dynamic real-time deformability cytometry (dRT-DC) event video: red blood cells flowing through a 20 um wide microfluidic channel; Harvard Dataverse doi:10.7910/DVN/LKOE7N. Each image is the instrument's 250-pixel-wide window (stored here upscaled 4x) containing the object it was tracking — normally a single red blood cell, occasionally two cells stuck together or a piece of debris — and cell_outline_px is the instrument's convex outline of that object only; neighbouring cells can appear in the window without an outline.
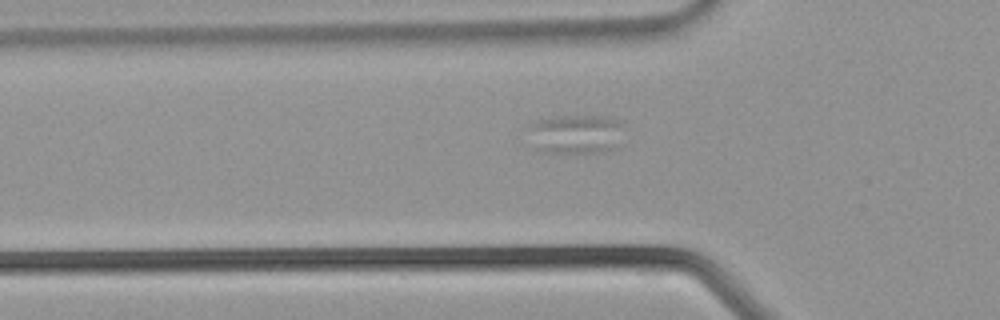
{"species": "common noctule bat (a hibernating species)", "species_latin": "Nyctalus noctula", "temperature_condition": "warm", "stored_images_in_passage": 32, "camera_frame_rate_fps": 3000, "um_per_image_px": 0.085, "animal": {"sex": "male", "body_mass_g": 21.5, "forearm_length_mm": 52.0}, "frame": {"image": 1, "passage_image": 6, "time_ms": 1.667, "image_size_px": [1000, 320], "cell_outline_px": [[620, 148], [604, 152], [540, 152], [536, 148], [528, 124], [536, 120], [560, 116], [600, 116], [616, 120], [620, 124]], "centroid_in_image_um": [48.95, 11.41], "position_along_channel_um": 76.8, "area_um2": 21.62}}
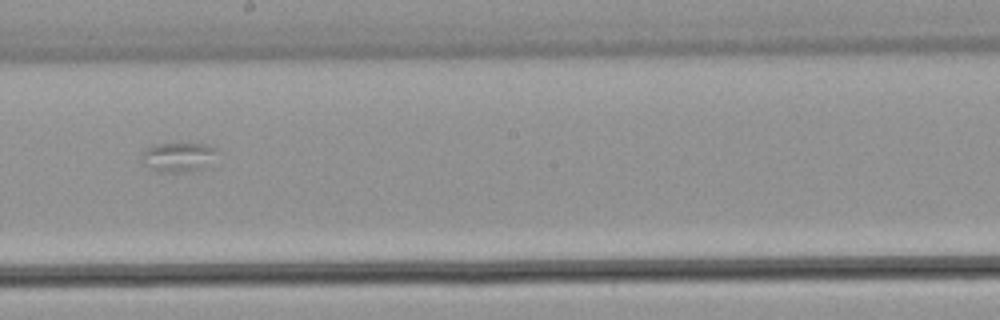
{"frame": {"image": 2, "passage_image": 15, "time_ms": 4.667, "image_size_px": [1000, 320], "cell_outline_px": [[220, 152], [204, 168], [180, 172], [156, 172], [148, 168], [144, 164], [144, 148], [156, 144], [204, 144], [216, 148]], "centroid_in_image_um": [15.17, 13.35], "position_along_channel_um": 233.0, "area_um2": 12.83}}
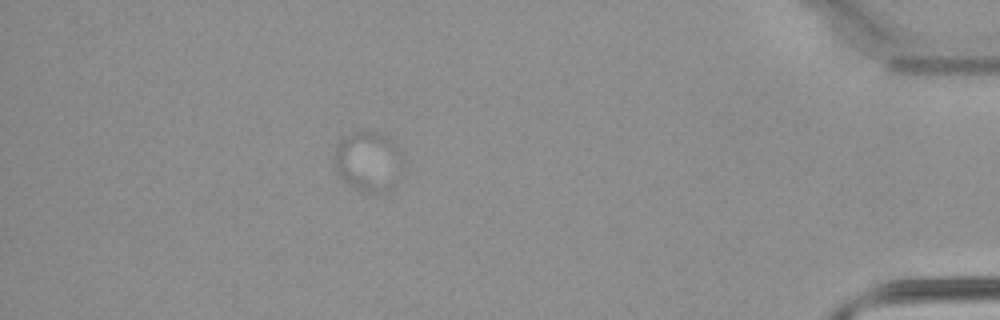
{"frame": {"image": 3, "passage_image": 28, "time_ms": 9.0, "image_size_px": [1000, 320], "cell_outline_px": [[400, 168], [392, 184], [388, 188], [380, 192], [372, 192], [348, 184], [336, 172], [336, 148], [340, 140], [352, 132], [376, 132], [388, 136], [396, 144], [400, 152]], "centroid_in_image_um": [31.28, 13.66], "position_along_channel_um": 403.9, "area_um2": 22.83}}